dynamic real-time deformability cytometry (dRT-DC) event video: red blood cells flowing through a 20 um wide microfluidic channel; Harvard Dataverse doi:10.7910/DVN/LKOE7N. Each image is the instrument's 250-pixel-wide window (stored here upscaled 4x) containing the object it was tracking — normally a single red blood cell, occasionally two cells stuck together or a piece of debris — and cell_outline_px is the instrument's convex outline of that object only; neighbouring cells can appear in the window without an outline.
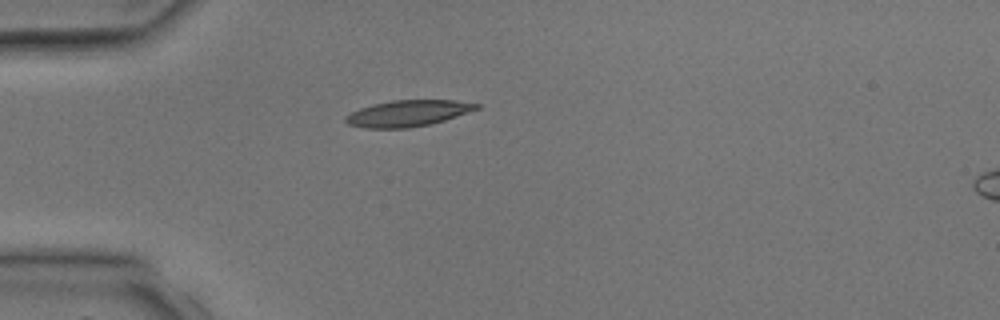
{"species": "common noctule bat (a hibernating species)", "species_latin": "Nyctalus noctula", "temperature_condition": "room temperature", "stored_images_in_passage": 2, "camera_frame_rate_fps": 3000, "um_per_image_px": 0.085, "animal": {"sex": "male", "body_mass_g": 17.9, "forearm_length_mm": 54.2}, "frame": {"image": 1, "passage_image": 1, "time_ms": 0.0, "image_size_px": [1000, 320], "cell_outline_px": [[480, 108], [432, 124], [408, 128], [364, 128], [348, 124], [344, 120], [344, 116], [360, 108], [372, 104], [392, 100], [456, 100], [480, 104]], "centroid_in_image_um": [34.65, 9.63], "position_along_channel_um": 50.3, "area_um2": 20.06}}